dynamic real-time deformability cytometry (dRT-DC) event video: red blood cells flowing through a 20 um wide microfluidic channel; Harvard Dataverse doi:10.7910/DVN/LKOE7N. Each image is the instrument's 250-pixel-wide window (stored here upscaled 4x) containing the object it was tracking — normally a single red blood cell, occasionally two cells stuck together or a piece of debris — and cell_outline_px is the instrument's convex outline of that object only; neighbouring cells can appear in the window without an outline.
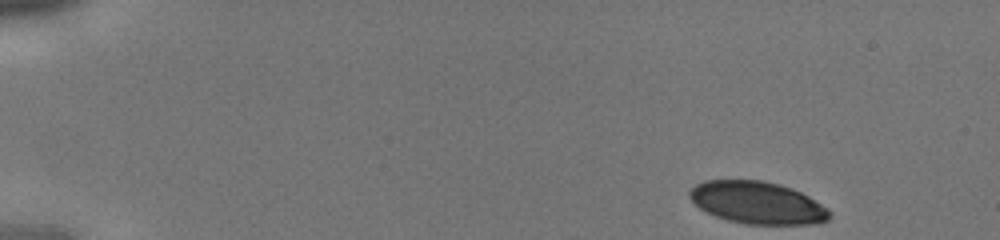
{"species": "human", "species_latin": "Homo sapiens", "temperature_condition": "cold", "stored_images_in_passage": 12, "camera_frame_rate_fps": 3000, "um_per_image_px": 0.085, "donor": {"sex": "male"}, "frame": {"image": 1, "passage_image": 1, "time_ms": 0.0, "image_size_px": [1000, 240], "cell_outline_px": [[832, 216], [828, 220], [812, 224], [744, 224], [728, 220], [716, 216], [700, 208], [688, 196], [688, 192], [696, 184], [704, 180], [760, 180], [780, 184], [792, 188], [808, 196], [828, 208], [832, 212]], "centroid_in_image_um": [64.39, 17.23], "position_along_channel_um": 20.6, "area_um2": 34.51}}
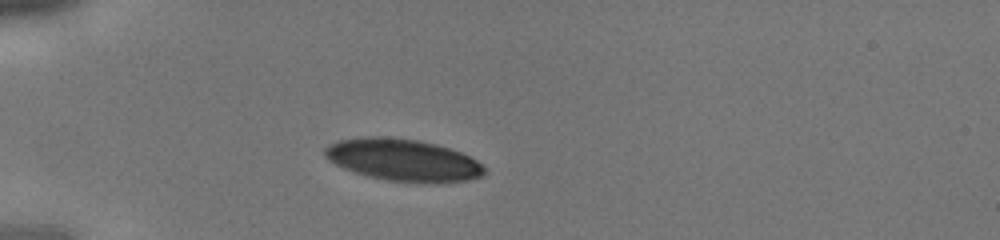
{"frame": {"image": 2, "passage_image": 9, "time_ms": 2.667, "image_size_px": [1000, 240], "cell_outline_px": [[484, 176], [472, 180], [388, 180], [368, 176], [344, 168], [328, 160], [324, 156], [324, 148], [328, 144], [340, 140], [364, 136], [388, 136], [416, 140], [436, 144], [460, 152], [476, 160], [484, 168]], "centroid_in_image_um": [34.19, 13.55], "position_along_channel_um": 50.8, "area_um2": 38.09}}
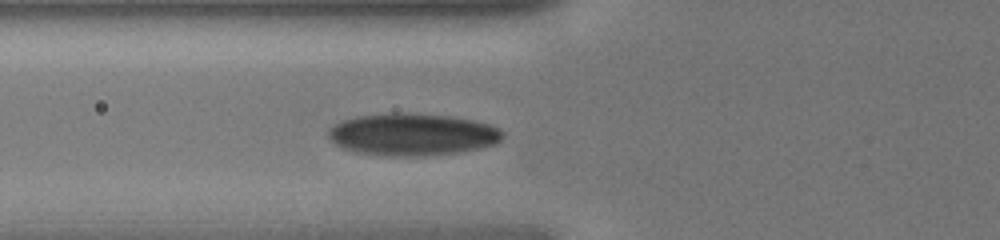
{"frame": {"image": 3, "passage_image": 12, "time_ms": 3.667, "image_size_px": [1000, 240], "cell_outline_px": [[504, 136], [496, 144], [480, 148], [456, 152], [424, 156], [392, 156], [356, 152], [344, 148], [336, 144], [328, 136], [328, 128], [344, 120], [356, 116], [392, 112], [404, 112], [452, 116], [472, 120], [488, 124], [500, 128], [504, 132]], "centroid_in_image_um": [35.07, 11.42], "position_along_channel_um": 90.7, "area_um2": 42.95}}